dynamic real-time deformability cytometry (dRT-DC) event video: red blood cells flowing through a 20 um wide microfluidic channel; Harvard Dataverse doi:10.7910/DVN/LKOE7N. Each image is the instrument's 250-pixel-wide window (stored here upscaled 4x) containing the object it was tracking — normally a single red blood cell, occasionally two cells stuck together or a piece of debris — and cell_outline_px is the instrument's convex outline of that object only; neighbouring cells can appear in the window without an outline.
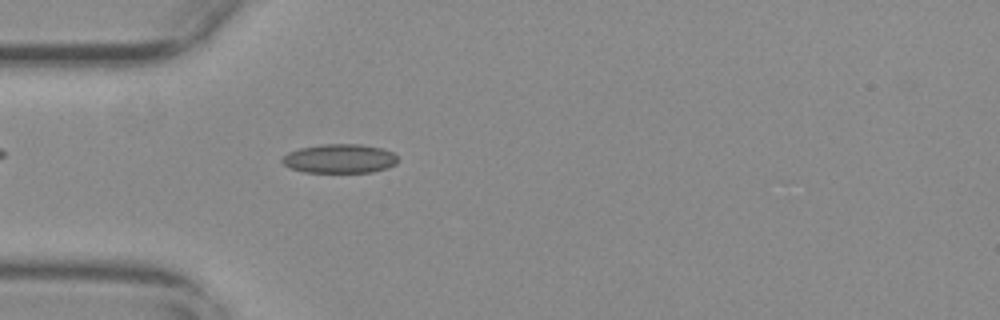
{"species": "common noctule bat (a hibernating species)", "species_latin": "Nyctalus noctula", "temperature_condition": "warm", "stored_images_in_passage": 55, "camera_frame_rate_fps": 3000, "um_per_image_px": 0.085, "animal": {"sex": "female", "body_mass_g": 29.2, "forearm_length_mm": 56.3}, "frame": {"image": 1, "passage_image": 16, "time_ms": 5.0, "image_size_px": [1000, 320], "cell_outline_px": [[396, 164], [388, 168], [372, 172], [304, 172], [292, 168], [284, 164], [280, 160], [288, 152], [300, 148], [320, 144], [360, 144], [384, 148], [392, 152], [396, 156]], "centroid_in_image_um": [28.88, 13.47], "position_along_channel_um": 56.1, "area_um2": 19.59}}
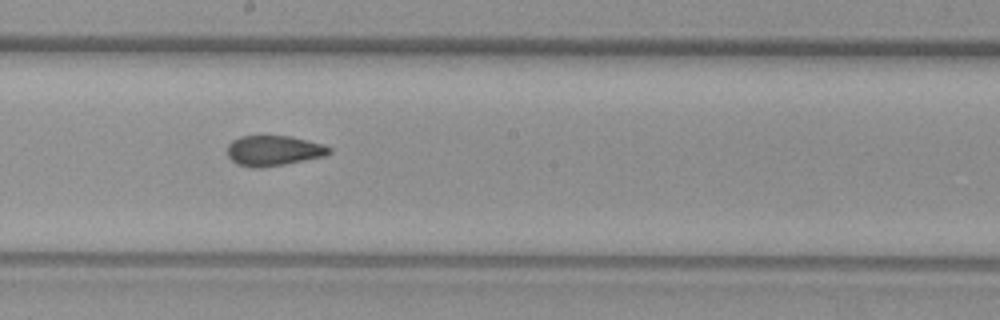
{"frame": {"image": 2, "passage_image": 30, "time_ms": 9.667, "image_size_px": [1000, 320], "cell_outline_px": [[332, 152], [324, 156], [284, 164], [260, 168], [252, 168], [236, 164], [228, 156], [228, 144], [232, 140], [240, 136], [288, 136], [324, 144], [332, 148]], "centroid_in_image_um": [23.25, 12.81], "position_along_channel_um": 225.0, "area_um2": 17.98}}
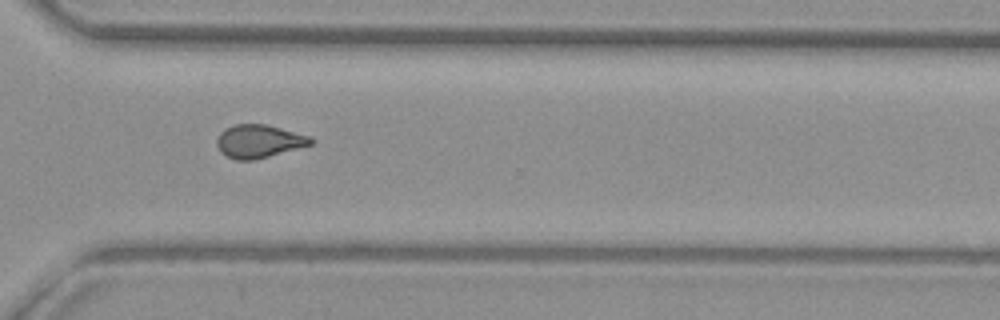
{"frame": {"image": 3, "passage_image": 40, "time_ms": 13.0, "image_size_px": [1000, 320], "cell_outline_px": [[316, 140], [312, 144], [268, 156], [252, 160], [236, 160], [220, 152], [216, 144], [216, 140], [220, 132], [224, 128], [232, 124], [264, 124], [312, 136]], "centroid_in_image_um": [21.99, 11.99], "position_along_channel_um": 348.6, "area_um2": 18.15}, "authors_computed_cell_mechanics": {"area_um2": 18.207, "velocity_mm_per_s": 3.7164, "shape_relaxation_time_tau1_ms": null, "shape_relaxation_time_tau2_ms": 2.0101, "deformation_change_tau1": null, "deformation_change_tau2": 0.0737}}